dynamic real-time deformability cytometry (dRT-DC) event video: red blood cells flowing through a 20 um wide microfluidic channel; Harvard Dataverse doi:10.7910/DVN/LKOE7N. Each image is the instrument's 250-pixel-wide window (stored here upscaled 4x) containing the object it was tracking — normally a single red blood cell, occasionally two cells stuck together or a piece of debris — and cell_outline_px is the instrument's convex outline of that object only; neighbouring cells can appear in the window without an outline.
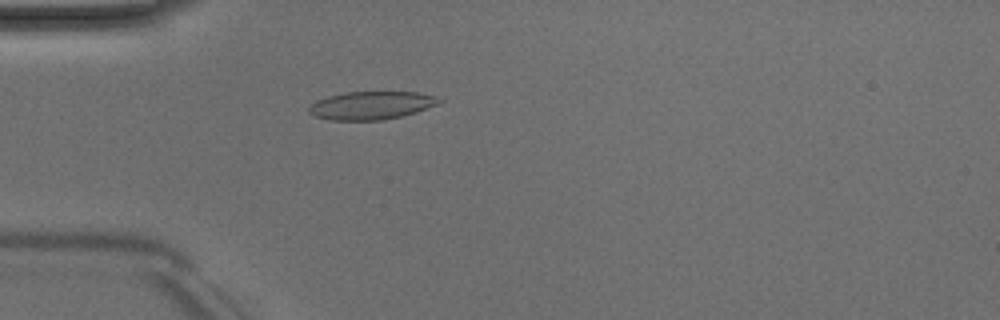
{"species": "Egyptian fruit bat (a non-hibernating species)", "species_latin": "Rousettus aegyptiacus", "temperature_condition": "room temperature", "stored_images_in_passage": 51, "camera_frame_rate_fps": 3000, "um_per_image_px": 0.085, "animal": {"sex": "male"}, "frame": {"image": 1, "passage_image": 15, "time_ms": 4.667, "image_size_px": [1000, 320], "cell_outline_px": [[444, 100], [436, 104], [416, 112], [384, 120], [332, 120], [316, 116], [308, 112], [308, 108], [316, 100], [328, 96], [344, 92], [420, 92], [436, 96]], "centroid_in_image_um": [31.56, 8.95], "position_along_channel_um": 53.4, "area_um2": 21.21}}
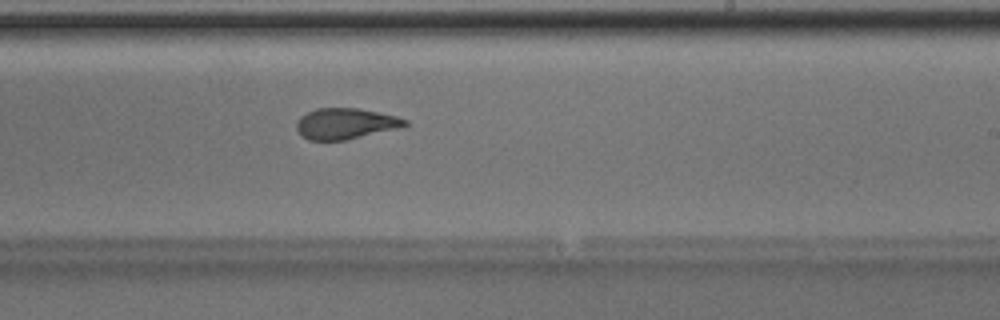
{"frame": {"image": 2, "passage_image": 31, "time_ms": 10.0, "image_size_px": [1000, 320], "cell_outline_px": [[408, 124], [404, 128], [344, 140], [308, 140], [300, 136], [296, 128], [296, 124], [300, 116], [316, 108], [360, 108], [396, 116], [408, 120]], "centroid_in_image_um": [29.39, 10.51], "position_along_channel_um": 259.6, "area_um2": 19.83}}
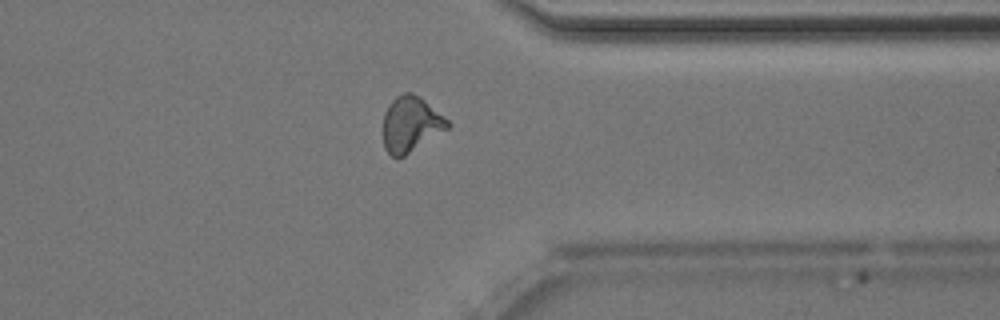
{"frame": {"image": 3, "passage_image": 40, "time_ms": 13.0, "image_size_px": [1000, 320], "cell_outline_px": [[452, 124], [448, 128], [404, 156], [396, 160], [384, 148], [384, 112], [388, 104], [396, 96], [404, 92], [412, 92], [420, 96], [448, 120]], "centroid_in_image_um": [34.9, 10.55], "position_along_channel_um": 376.5, "area_um2": 20.81}, "authors_computed_cell_mechanics": {"area_um2": 20.8658, "velocity_mm_per_s": 4.026, "shape_relaxation_time_tau1_ms": 4.5474, "shape_relaxation_time_tau2_ms": 1.2708, "deformation_change_tau1": 0.154, "deformation_change_tau2": 0.0748}}